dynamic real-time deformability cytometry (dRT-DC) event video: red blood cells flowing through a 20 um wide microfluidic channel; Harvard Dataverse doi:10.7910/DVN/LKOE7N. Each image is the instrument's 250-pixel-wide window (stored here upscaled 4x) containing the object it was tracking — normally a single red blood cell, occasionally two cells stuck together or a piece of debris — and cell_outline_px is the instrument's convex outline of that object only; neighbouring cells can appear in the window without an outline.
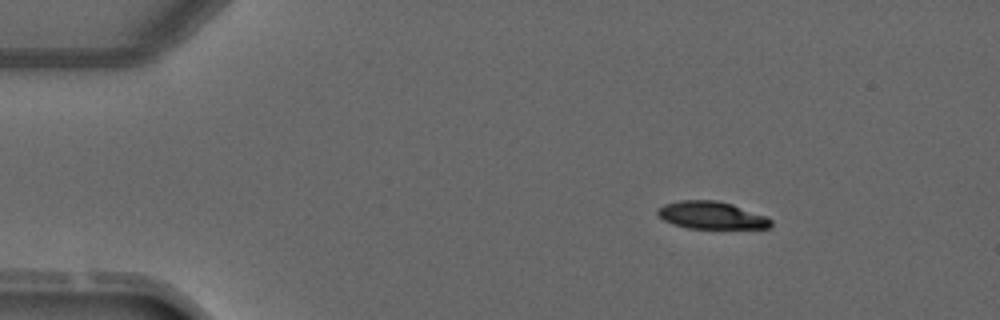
{"species": "common noctule bat (a hibernating species)", "species_latin": "Nyctalus noctula", "temperature_condition": "warm", "stored_images_in_passage": 4, "camera_frame_rate_fps": 3000, "um_per_image_px": 0.085, "animal": {"sex": "male", "forearm_length_mm": 52.5}, "frame": {"image": 1, "passage_image": 1, "time_ms": 0.0, "image_size_px": [1000, 320], "cell_outline_px": [[772, 224], [768, 228], [688, 228], [672, 224], [664, 220], [656, 212], [656, 208], [664, 204], [680, 200], [716, 200], [732, 204], [768, 216], [772, 220]], "centroid_in_image_um": [60.47, 18.29], "position_along_channel_um": 24.5, "area_um2": 18.21}}
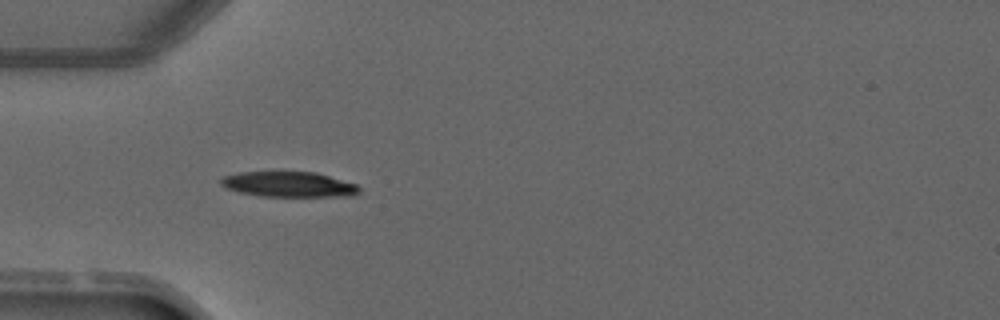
{"frame": {"image": 2, "passage_image": 3, "time_ms": 2.333, "image_size_px": [1000, 320], "cell_outline_px": [[360, 192], [352, 196], [260, 196], [240, 192], [228, 188], [220, 184], [220, 180], [224, 176], [240, 172], [316, 172], [356, 184], [360, 188]], "centroid_in_image_um": [24.56, 15.67], "position_along_channel_um": 60.4, "area_um2": 20.23}}
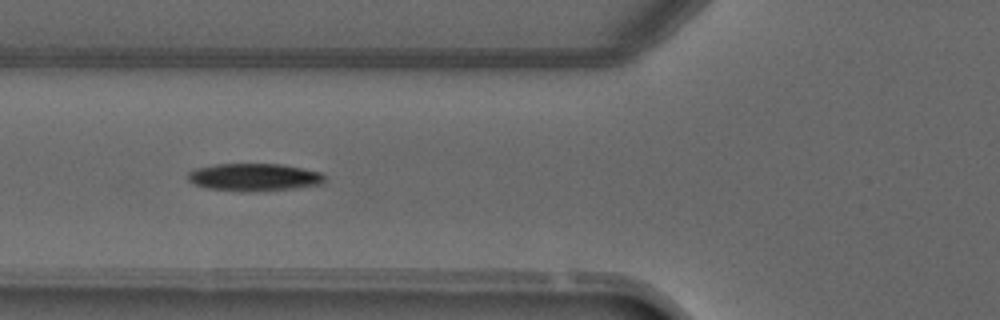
{"frame": {"image": 3, "passage_image": 4, "time_ms": 3.333, "image_size_px": [1000, 320], "cell_outline_px": [[324, 184], [296, 188], [244, 192], [208, 188], [196, 184], [188, 180], [188, 172], [196, 168], [216, 164], [280, 164], [320, 172], [324, 176]], "centroid_in_image_um": [21.6, 15.06], "position_along_channel_um": 104.2, "area_um2": 21.85}}